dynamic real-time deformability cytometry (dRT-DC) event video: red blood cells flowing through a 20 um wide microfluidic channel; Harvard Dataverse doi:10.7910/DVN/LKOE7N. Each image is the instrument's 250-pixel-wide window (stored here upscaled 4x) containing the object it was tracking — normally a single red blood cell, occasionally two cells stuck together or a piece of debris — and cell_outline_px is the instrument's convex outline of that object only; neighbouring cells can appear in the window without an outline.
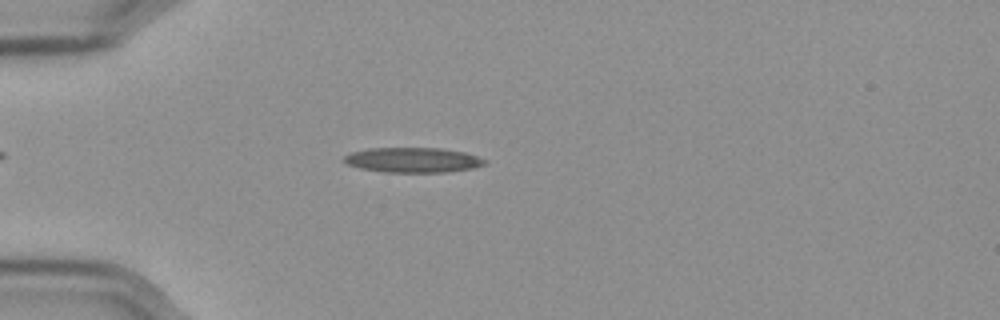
{"species": "Egyptian fruit bat (a non-hibernating species)", "species_latin": "Rousettus aegyptiacus", "temperature_condition": "cold", "stored_images_in_passage": 53, "camera_frame_rate_fps": 3000, "um_per_image_px": 0.085, "frame": {"image": 1, "passage_image": 12, "time_ms": 3.667, "image_size_px": [1000, 320], "cell_outline_px": [[488, 160], [484, 164], [472, 168], [444, 172], [384, 172], [360, 168], [348, 164], [344, 160], [344, 156], [348, 152], [368, 148], [440, 148], [464, 152]], "centroid_in_image_um": [35.06, 13.59], "position_along_channel_um": 49.9, "area_um2": 20.4}}
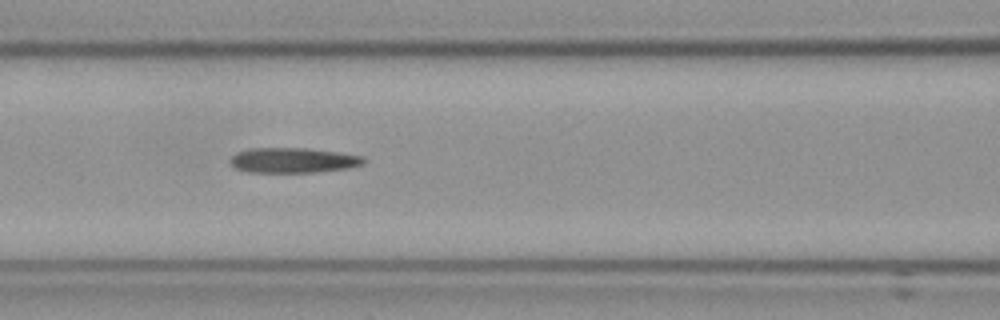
{"frame": {"image": 2, "passage_image": 21, "time_ms": 6.667, "image_size_px": [1000, 320], "cell_outline_px": [[364, 164], [348, 168], [316, 172], [248, 172], [236, 168], [228, 160], [236, 152], [248, 148], [308, 148], [364, 156]], "centroid_in_image_um": [24.89, 13.62], "position_along_channel_um": 141.7, "area_um2": 19.54}}
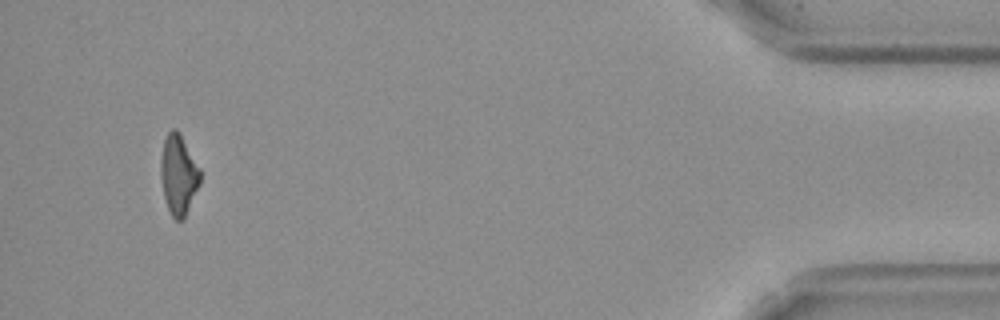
{"frame": {"image": 3, "passage_image": 50, "time_ms": 16.333, "image_size_px": [1000, 320], "cell_outline_px": [[200, 184], [184, 220], [176, 220], [172, 216], [168, 208], [164, 196], [160, 176], [160, 164], [164, 140], [168, 132], [172, 128], [176, 128], [180, 132], [200, 168]], "centroid_in_image_um": [15.18, 14.84], "position_along_channel_um": 420.0, "area_um2": 18.5}, "authors_computed_cell_mechanics": {"area_um2": 19.7098, "velocity_mm_per_s": 3.597, "shape_relaxation_time_tau1_ms": null, "shape_relaxation_time_tau2_ms": 3.4701, "deformation_change_tau1": null, "deformation_change_tau2": 0.1464}}